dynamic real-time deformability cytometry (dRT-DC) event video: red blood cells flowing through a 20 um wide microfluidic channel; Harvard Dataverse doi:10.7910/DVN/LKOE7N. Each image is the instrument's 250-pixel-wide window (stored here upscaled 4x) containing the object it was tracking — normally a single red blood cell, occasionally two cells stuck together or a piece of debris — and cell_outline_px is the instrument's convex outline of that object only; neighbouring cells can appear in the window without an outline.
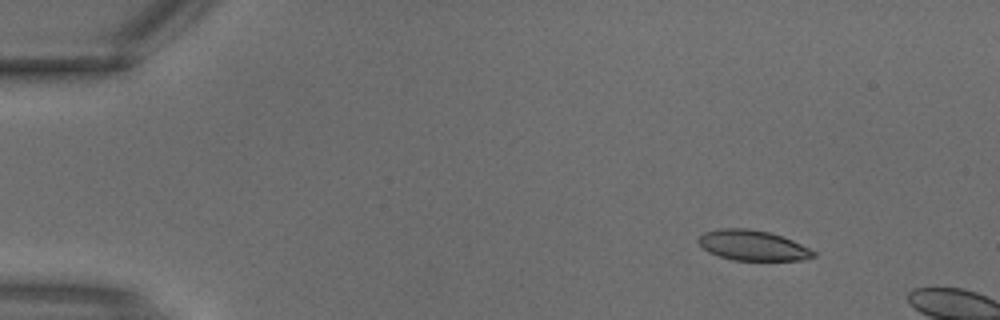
{"species": "common noctule bat (a hibernating species)", "species_latin": "Nyctalus noctula", "temperature_condition": "warm", "stored_images_in_passage": 2, "camera_frame_rate_fps": 3000, "um_per_image_px": 0.085, "animal": {"sex": "male", "body_mass_g": 18.8}, "frame": {"image": 1, "passage_image": 1, "time_ms": 0.0, "image_size_px": [1000, 320], "cell_outline_px": [[816, 256], [804, 260], [732, 260], [708, 252], [696, 240], [704, 232], [720, 228], [748, 228], [768, 232], [792, 240], [816, 252]], "centroid_in_image_um": [63.97, 20.86], "position_along_channel_um": 21.0, "area_um2": 20.17}}